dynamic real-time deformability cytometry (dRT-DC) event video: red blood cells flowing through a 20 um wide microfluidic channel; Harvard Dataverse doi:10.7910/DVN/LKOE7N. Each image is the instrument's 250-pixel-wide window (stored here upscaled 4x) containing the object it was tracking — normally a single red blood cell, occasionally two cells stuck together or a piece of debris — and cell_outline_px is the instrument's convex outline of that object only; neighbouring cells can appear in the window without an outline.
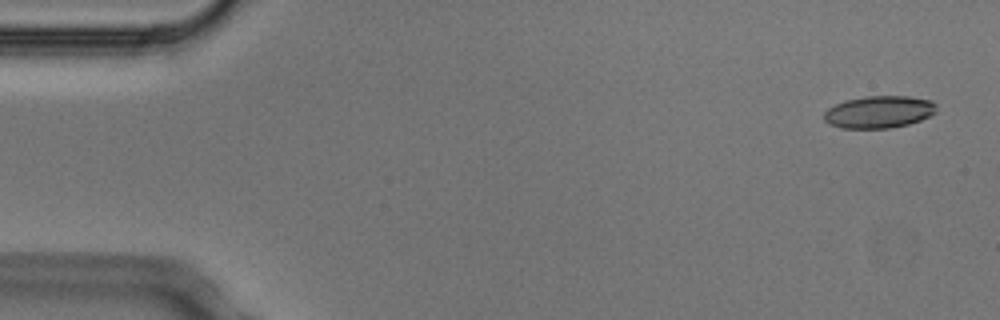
{"species": "Egyptian fruit bat (a non-hibernating species)", "species_latin": "Rousettus aegyptiacus", "temperature_condition": "cold", "stored_images_in_passage": 4, "camera_frame_rate_fps": 3000, "um_per_image_px": 0.085, "animal": {"sex": "male"}, "frame": {"image": 1, "passage_image": 1, "time_ms": 0.0, "image_size_px": [1000, 320], "cell_outline_px": [[936, 112], [920, 120], [908, 124], [892, 128], [840, 128], [828, 124], [824, 120], [824, 112], [828, 108], [844, 100], [868, 96], [908, 96], [932, 100], [936, 104]], "centroid_in_image_um": [74.7, 9.51], "position_along_channel_um": 10.3, "area_um2": 21.21}}